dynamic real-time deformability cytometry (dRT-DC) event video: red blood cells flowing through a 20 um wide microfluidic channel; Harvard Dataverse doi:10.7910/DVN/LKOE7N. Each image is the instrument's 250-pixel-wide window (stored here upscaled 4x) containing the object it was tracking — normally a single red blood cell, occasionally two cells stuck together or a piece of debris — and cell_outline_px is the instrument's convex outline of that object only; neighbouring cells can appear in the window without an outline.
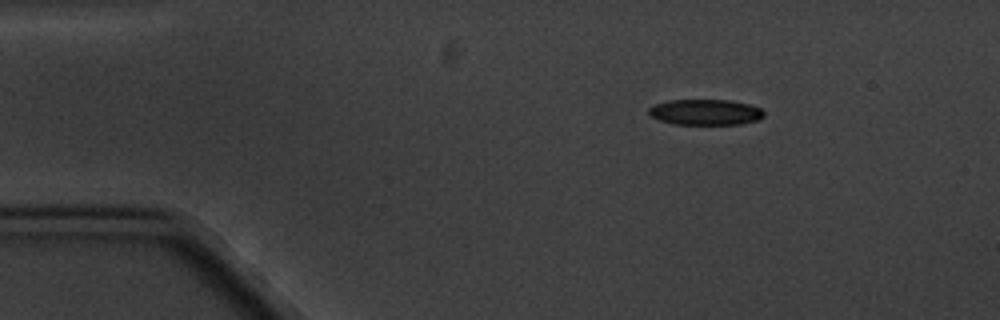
{"species": "common noctule bat (a hibernating species)", "species_latin": "Nyctalus noctula", "temperature_condition": "cold", "stored_images_in_passage": 9, "camera_frame_rate_fps": 3000, "um_per_image_px": 0.085, "animal": {"sex": "male", "body_mass_g": 20.1, "forearm_length_mm": 53.5}, "frame": {"image": 1, "passage_image": 3, "time_ms": 2.333, "image_size_px": [1000, 320], "cell_outline_px": [[764, 116], [756, 120], [740, 124], [672, 124], [660, 120], [652, 116], [648, 112], [648, 108], [656, 104], [668, 100], [732, 100], [748, 104], [760, 108], [764, 112]], "centroid_in_image_um": [59.95, 9.53], "position_along_channel_um": 25.0, "area_um2": 17.17}}